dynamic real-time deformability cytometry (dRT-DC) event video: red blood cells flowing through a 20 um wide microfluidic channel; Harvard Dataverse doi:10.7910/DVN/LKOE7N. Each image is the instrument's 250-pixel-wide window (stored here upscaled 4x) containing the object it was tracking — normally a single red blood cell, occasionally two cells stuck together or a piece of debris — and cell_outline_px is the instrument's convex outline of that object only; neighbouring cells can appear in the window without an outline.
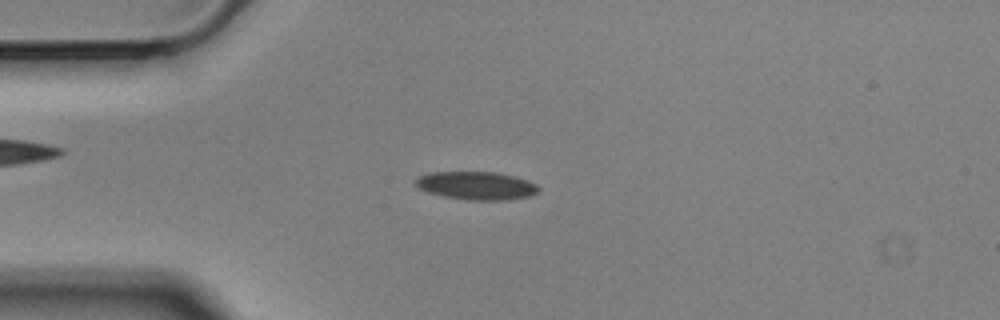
{"species": "Egyptian fruit bat (a non-hibernating species)", "species_latin": "Rousettus aegyptiacus", "temperature_condition": "cold", "stored_images_in_passage": 56, "camera_frame_rate_fps": 3000, "um_per_image_px": 0.085, "animal": {"sex": "male"}, "frame": {"image": 1, "passage_image": 13, "time_ms": 4.0, "image_size_px": [1000, 320], "cell_outline_px": [[540, 188], [532, 196], [508, 200], [468, 200], [444, 196], [428, 192], [412, 184], [420, 176], [428, 172], [496, 172], [516, 176], [528, 180], [536, 184]], "centroid_in_image_um": [40.52, 15.77], "position_along_channel_um": 44.5, "area_um2": 20.29}}
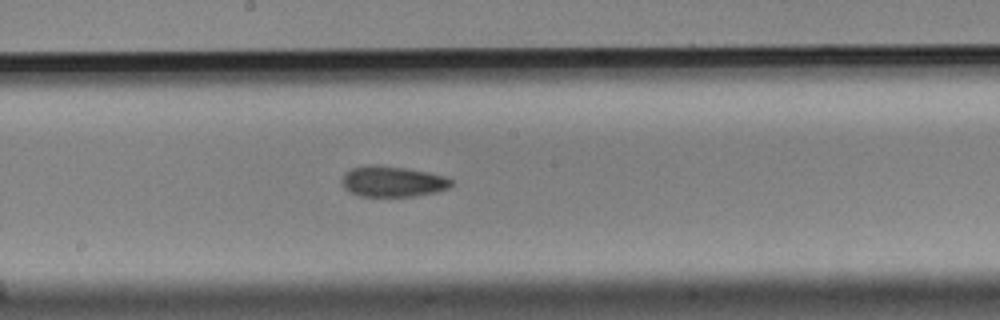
{"frame": {"image": 2, "passage_image": 29, "time_ms": 9.333, "image_size_px": [1000, 320], "cell_outline_px": [[452, 184], [448, 188], [436, 192], [416, 196], [360, 196], [344, 188], [344, 172], [352, 168], [368, 164], [376, 164], [404, 168], [428, 172], [444, 176], [452, 180]], "centroid_in_image_um": [33.38, 15.42], "position_along_channel_um": 214.8, "area_um2": 19.42}}
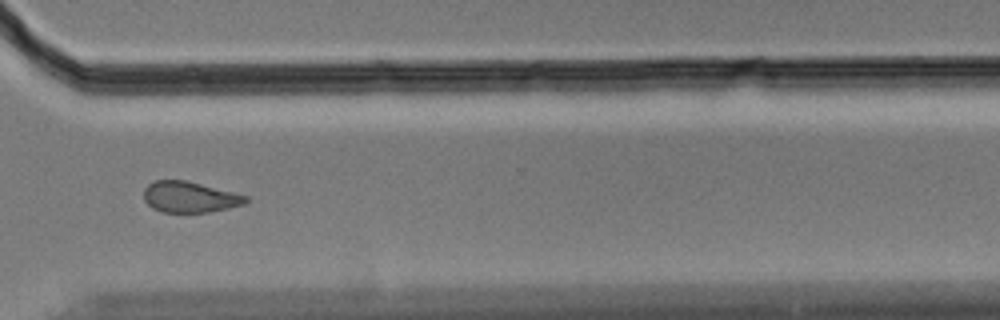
{"frame": {"image": 3, "passage_image": 41, "time_ms": 13.333, "image_size_px": [1000, 320], "cell_outline_px": [[248, 200], [244, 204], [228, 208], [208, 212], [164, 212], [152, 208], [144, 200], [144, 188], [148, 184], [156, 180], [184, 180], [248, 196]], "centroid_in_image_um": [16.1, 16.75], "position_along_channel_um": 354.5, "area_um2": 18.15}, "authors_computed_cell_mechanics": {"area_um2": 19.6809, "velocity_mm_per_s": 3.4962, "shape_relaxation_time_tau1_ms": 11.0392, "shape_relaxation_time_tau2_ms": 5.285, "deformation_change_tau1": 0.1686, "deformation_change_tau2": 0.1266}}